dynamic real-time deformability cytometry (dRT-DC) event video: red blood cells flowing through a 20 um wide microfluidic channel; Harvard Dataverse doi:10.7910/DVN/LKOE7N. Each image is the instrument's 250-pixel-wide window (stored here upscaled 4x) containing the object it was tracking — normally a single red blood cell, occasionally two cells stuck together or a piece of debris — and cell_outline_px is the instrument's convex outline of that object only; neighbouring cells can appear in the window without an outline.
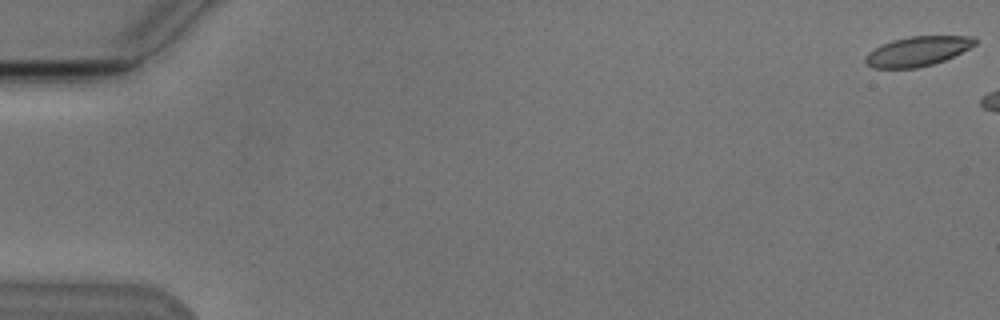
{"species": "Egyptian fruit bat (a non-hibernating species)", "species_latin": "Rousettus aegyptiacus", "temperature_condition": "cold", "stored_images_in_passage": 8, "camera_frame_rate_fps": 3000, "um_per_image_px": 0.085, "animal": {"sex": "male"}, "frame": {"image": 1, "passage_image": 1, "time_ms": 0.0, "image_size_px": [1000, 320], "cell_outline_px": [[976, 44], [944, 60], [932, 64], [916, 68], [872, 68], [864, 64], [864, 56], [868, 52], [892, 40], [908, 36], [972, 36], [976, 40]], "centroid_in_image_um": [77.93, 4.36], "position_along_channel_um": 7.1, "area_um2": 18.79}}